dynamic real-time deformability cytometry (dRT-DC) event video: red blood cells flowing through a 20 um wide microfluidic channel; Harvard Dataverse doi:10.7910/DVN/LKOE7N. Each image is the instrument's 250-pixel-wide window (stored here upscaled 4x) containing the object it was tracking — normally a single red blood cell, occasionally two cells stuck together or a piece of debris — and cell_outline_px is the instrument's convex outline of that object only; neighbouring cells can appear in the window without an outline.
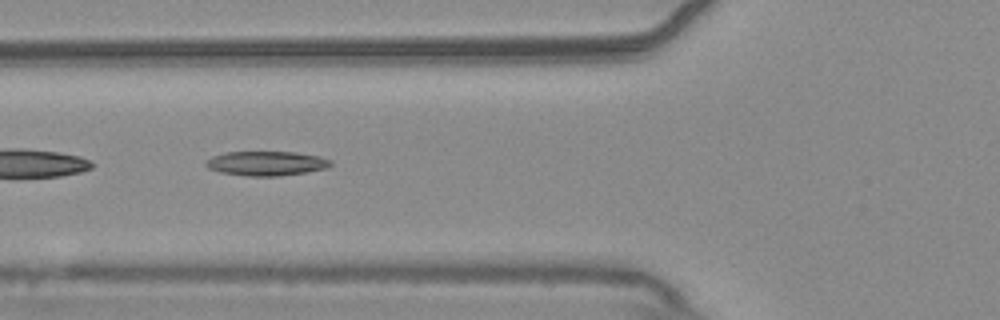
{"species": "common noctule bat (a hibernating species)", "species_latin": "Nyctalus noctula", "temperature_condition": "warm", "stored_images_in_passage": 49, "camera_frame_rate_fps": 3000, "um_per_image_px": 0.085, "animal": {"sex": "male", "body_mass_g": 20.4}, "frame": {"image": 1, "passage_image": 15, "time_ms": 4.667, "image_size_px": [1000, 320], "cell_outline_px": [[332, 164], [328, 168], [308, 172], [280, 176], [248, 176], [220, 172], [208, 168], [204, 164], [212, 156], [224, 152], [296, 152], [320, 156], [332, 160]], "centroid_in_image_um": [22.68, 13.89], "position_along_channel_um": 103.1, "area_um2": 17.92}}
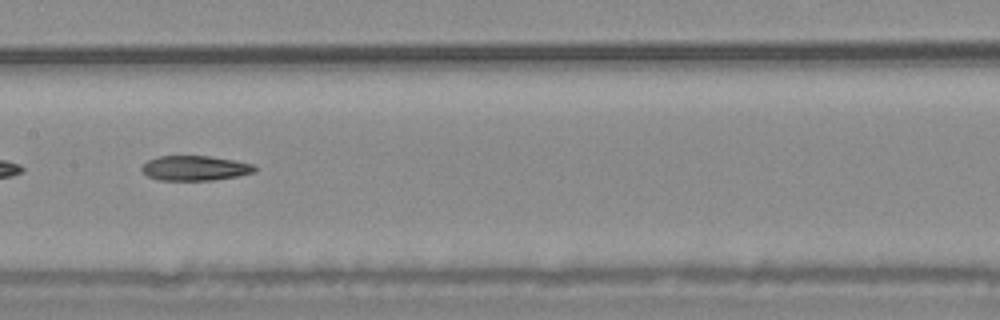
{"frame": {"image": 2, "passage_image": 22, "time_ms": 7.0, "image_size_px": [1000, 320], "cell_outline_px": [[256, 172], [240, 176], [212, 180], [160, 180], [148, 176], [140, 168], [148, 160], [160, 156], [208, 156], [232, 160], [252, 164], [256, 168]], "centroid_in_image_um": [16.59, 14.3], "position_along_channel_um": 190.8, "area_um2": 16.24}}